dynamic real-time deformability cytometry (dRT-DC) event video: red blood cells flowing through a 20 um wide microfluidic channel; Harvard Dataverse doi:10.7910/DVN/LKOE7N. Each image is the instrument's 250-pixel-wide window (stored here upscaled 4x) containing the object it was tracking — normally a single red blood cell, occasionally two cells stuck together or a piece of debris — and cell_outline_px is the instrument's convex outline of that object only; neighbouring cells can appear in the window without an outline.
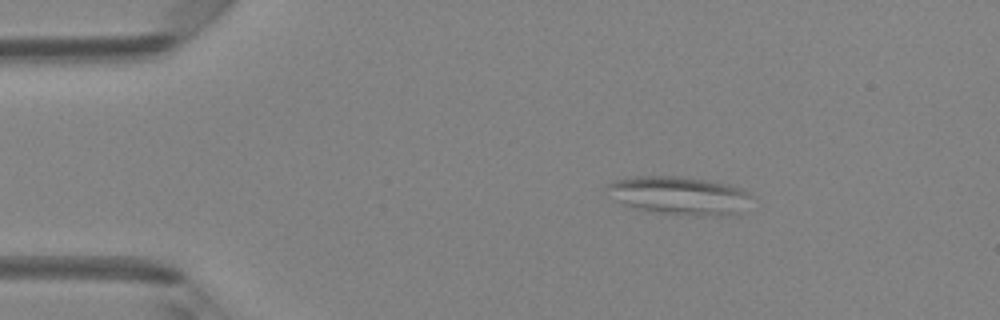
{"species": "Egyptian fruit bat (a non-hibernating species)", "species_latin": "Rousettus aegyptiacus", "temperature_condition": "room temperature", "stored_images_in_passage": 42, "camera_frame_rate_fps": 3000, "um_per_image_px": 0.085, "animal": {"sex": "female"}, "frame": {"image": 1, "passage_image": 1, "time_ms": 0.0, "image_size_px": [1000, 320], "cell_outline_px": [[748, 196], [740, 212], [732, 216], [696, 216], [640, 212], [620, 204], [604, 188], [612, 180], [636, 176], [684, 176], [728, 184], [744, 188], [748, 192]], "centroid_in_image_um": [57.64, 16.64], "position_along_channel_um": 27.4, "area_um2": 32.89}}
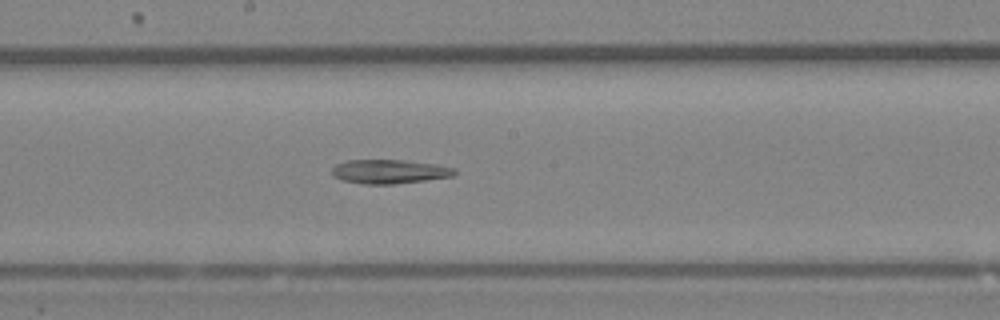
{"frame": {"image": 2, "passage_image": 19, "time_ms": 6.0, "image_size_px": [1000, 320], "cell_outline_px": [[456, 172], [452, 176], [424, 180], [392, 184], [364, 184], [340, 180], [332, 176], [332, 168], [336, 164], [344, 160], [408, 160], [436, 164], [456, 168]], "centroid_in_image_um": [33.06, 14.57], "position_along_channel_um": 215.1, "area_um2": 17.28}}
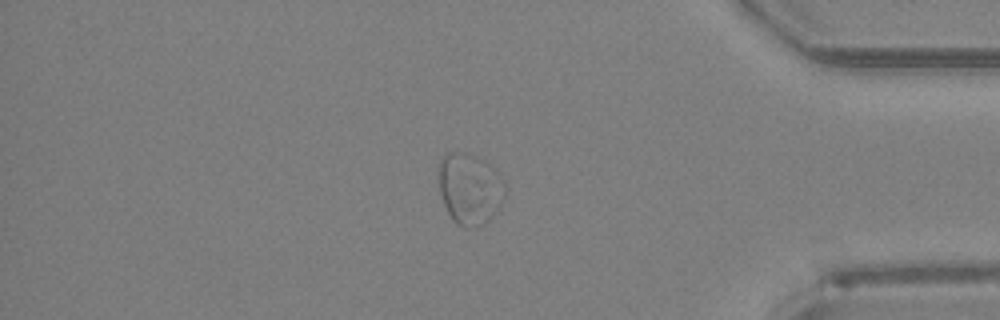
{"frame": {"image": 3, "passage_image": 34, "time_ms": 11.0, "image_size_px": [1000, 320], "cell_outline_px": [[508, 188], [496, 212], [488, 220], [472, 228], [464, 228], [456, 224], [452, 220], [444, 204], [440, 192], [436, 172], [440, 160], [444, 152], [464, 152], [476, 156], [492, 164], [500, 172], [508, 184]], "centroid_in_image_um": [39.94, 15.99], "position_along_channel_um": 395.3, "area_um2": 28.5}}